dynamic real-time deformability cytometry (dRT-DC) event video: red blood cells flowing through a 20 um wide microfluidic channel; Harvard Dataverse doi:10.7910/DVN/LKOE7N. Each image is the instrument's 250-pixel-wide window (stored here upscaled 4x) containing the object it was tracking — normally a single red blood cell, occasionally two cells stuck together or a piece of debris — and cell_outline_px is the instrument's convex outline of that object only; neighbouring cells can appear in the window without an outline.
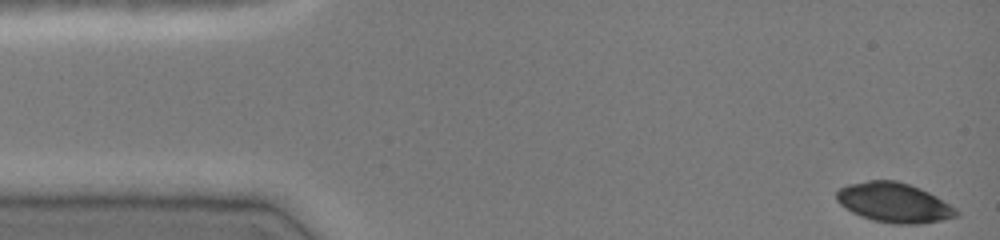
{"species": "common noctule bat (a hibernating species)", "species_latin": "Nyctalus noctula", "temperature_condition": "cold", "stored_images_in_passage": 43, "camera_frame_rate_fps": 3000, "um_per_image_px": 0.085, "animal": {"sex": "female", "body_mass_g": 19.0, "forearm_length_mm": 51.5}, "frame": {"image": 1, "passage_image": 1, "time_ms": 0.0, "image_size_px": [1000, 240], "cell_outline_px": [[960, 216], [920, 224], [896, 224], [872, 220], [860, 216], [852, 212], [840, 204], [836, 200], [836, 192], [840, 188], [848, 184], [868, 180], [896, 180], [920, 188], [936, 196], [956, 208], [960, 212]], "centroid_in_image_um": [76.0, 17.22], "position_along_channel_um": 9.0, "area_um2": 27.74}}
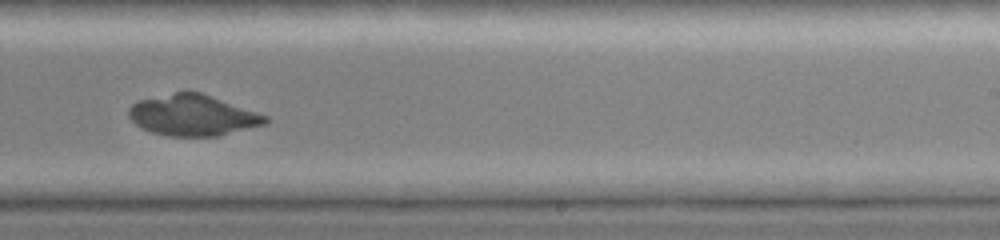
{"frame": {"image": 2, "passage_image": 29, "time_ms": 9.333, "image_size_px": [1000, 240], "cell_outline_px": [[268, 124], [216, 136], [168, 136], [152, 132], [136, 124], [128, 116], [128, 108], [136, 100], [184, 88], [188, 88], [200, 92], [268, 116]], "centroid_in_image_um": [16.35, 9.75], "position_along_channel_um": 272.7, "area_um2": 33.18}}
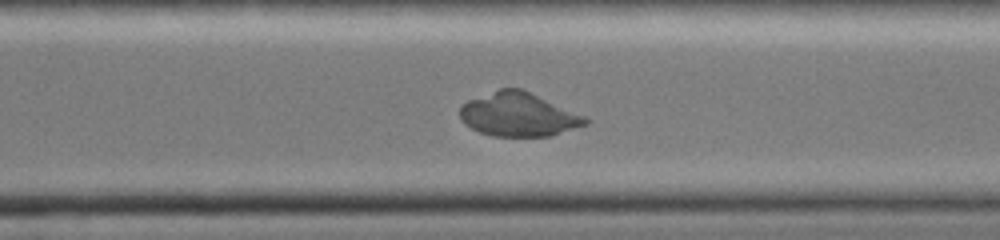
{"frame": {"image": 3, "passage_image": 33, "time_ms": 10.667, "image_size_px": [1000, 240], "cell_outline_px": [[588, 124], [552, 136], [492, 136], [480, 132], [464, 124], [460, 120], [460, 104], [468, 100], [500, 88], [520, 88], [584, 116], [588, 120]], "centroid_in_image_um": [44.03, 9.74], "position_along_channel_um": 326.6, "area_um2": 31.79}}